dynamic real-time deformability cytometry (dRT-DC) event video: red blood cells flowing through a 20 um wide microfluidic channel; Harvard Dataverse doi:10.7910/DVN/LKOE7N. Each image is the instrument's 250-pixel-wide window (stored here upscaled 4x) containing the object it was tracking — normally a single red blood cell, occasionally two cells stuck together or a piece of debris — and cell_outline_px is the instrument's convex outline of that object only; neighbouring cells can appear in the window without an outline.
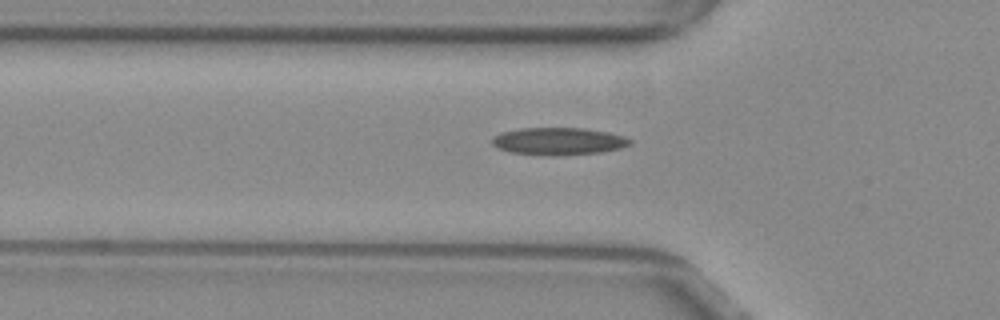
{"species": "common noctule bat (a hibernating species)", "species_latin": "Nyctalus noctula", "temperature_condition": "warm", "stored_images_in_passage": 39, "camera_frame_rate_fps": 3000, "um_per_image_px": 0.085, "animal": {"sex": "female", "body_mass_g": 29.2, "forearm_length_mm": 56.3}, "frame": {"image": 1, "passage_image": 9, "time_ms": 2.667, "image_size_px": [1000, 320], "cell_outline_px": [[632, 144], [620, 148], [600, 152], [556, 156], [552, 156], [512, 152], [500, 148], [492, 144], [492, 136], [500, 132], [520, 128], [584, 128], [608, 132], [624, 136], [632, 140]], "centroid_in_image_um": [47.48, 12.0], "position_along_channel_um": 78.3, "area_um2": 22.02}}
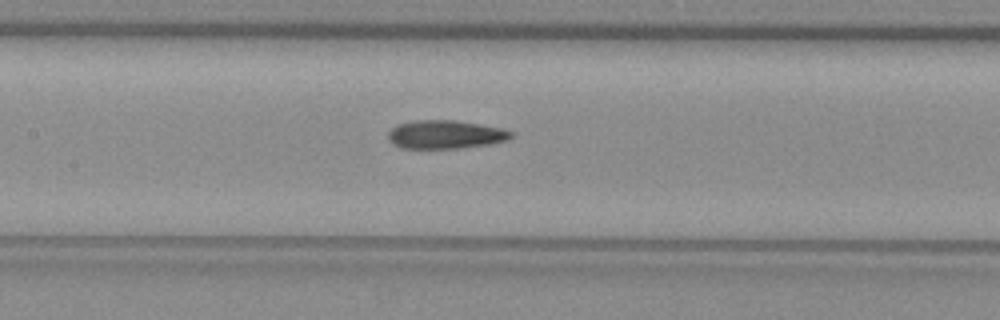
{"frame": {"image": 2, "passage_image": 16, "time_ms": 5.0, "image_size_px": [1000, 320], "cell_outline_px": [[512, 136], [508, 140], [488, 144], [460, 148], [400, 148], [392, 144], [388, 140], [388, 132], [396, 124], [416, 120], [456, 120], [500, 128], [512, 132]], "centroid_in_image_um": [37.8, 11.43], "position_along_channel_um": 169.6, "area_um2": 20.35}}
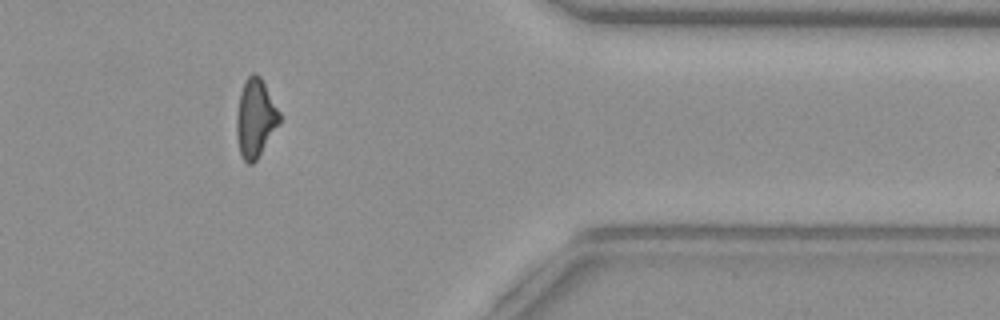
{"frame": {"image": 3, "passage_image": 35, "time_ms": 11.333, "image_size_px": [1000, 320], "cell_outline_px": [[280, 124], [256, 160], [252, 164], [248, 164], [244, 160], [240, 152], [236, 136], [236, 116], [240, 92], [244, 80], [252, 72], [256, 72], [260, 76], [280, 112]], "centroid_in_image_um": [21.7, 10.03], "position_along_channel_um": 389.7, "area_um2": 19.71}, "authors_computed_cell_mechanics": {"area_um2": 20.4034, "velocity_mm_per_s": 3.871, "shape_relaxation_time_tau1_ms": null, "shape_relaxation_time_tau2_ms": 4.1445, "deformation_change_tau1": null, "deformation_change_tau2": 0.1501}}